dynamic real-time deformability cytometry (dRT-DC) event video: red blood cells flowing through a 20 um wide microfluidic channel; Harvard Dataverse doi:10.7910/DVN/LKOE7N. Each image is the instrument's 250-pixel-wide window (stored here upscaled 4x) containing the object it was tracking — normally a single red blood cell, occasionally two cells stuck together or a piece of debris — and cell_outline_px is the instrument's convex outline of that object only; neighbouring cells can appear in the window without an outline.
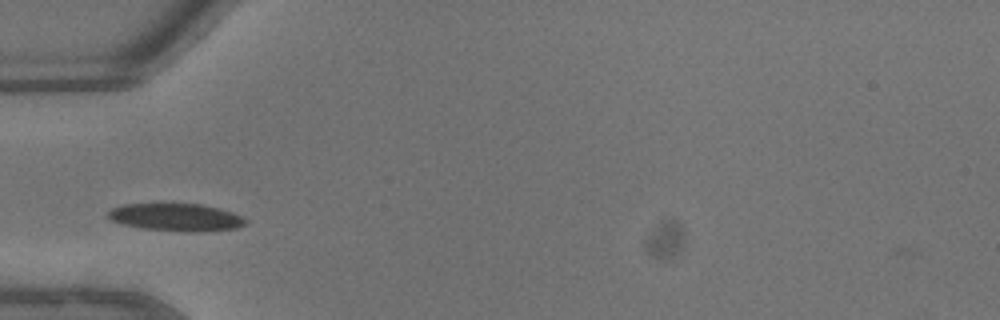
{"species": "common noctule bat (a hibernating species)", "species_latin": "Nyctalus noctula", "temperature_condition": "warm", "stored_images_in_passage": 23, "camera_frame_rate_fps": 3000, "um_per_image_px": 0.085, "animal": {"sex": "male", "body_mass_g": 13.3}, "frame": {"image": 1, "passage_image": 1, "time_ms": 0.0, "image_size_px": [1000, 320], "cell_outline_px": [[248, 224], [236, 228], [204, 232], [184, 232], [140, 228], [108, 220], [108, 212], [112, 208], [124, 204], [200, 204], [220, 208], [244, 216], [248, 220]], "centroid_in_image_um": [15.02, 18.48], "position_along_channel_um": 70.0, "area_um2": 22.43}}
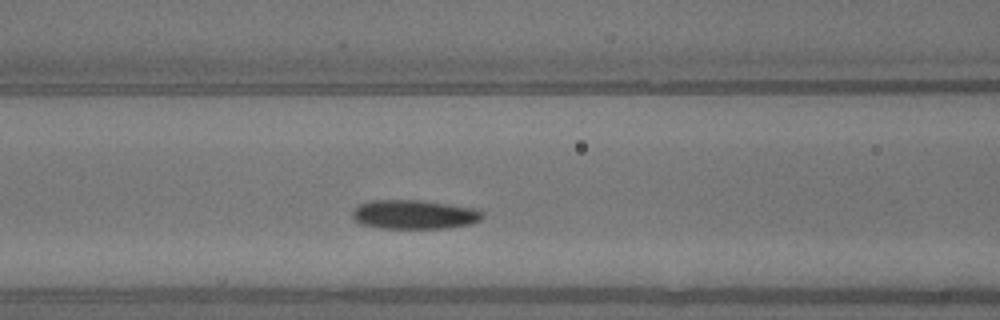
{"frame": {"image": 2, "passage_image": 5, "time_ms": 1.333, "image_size_px": [1000, 320], "cell_outline_px": [[484, 216], [480, 220], [472, 224], [448, 228], [380, 228], [360, 224], [352, 216], [352, 212], [360, 204], [372, 200], [420, 200], [476, 208], [484, 212]], "centroid_in_image_um": [35.25, 18.23], "position_along_channel_um": 131.3, "area_um2": 22.14}}
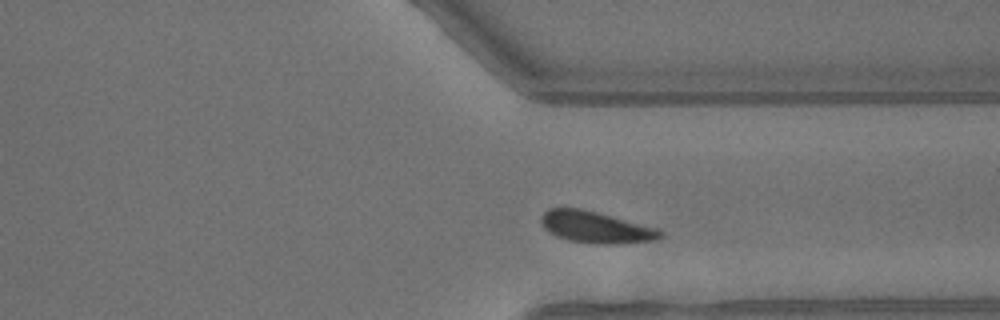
{"frame": {"image": 3, "passage_image": 20, "time_ms": 6.333, "image_size_px": [1000, 320], "cell_outline_px": [[664, 236], [656, 240], [616, 244], [600, 244], [568, 240], [556, 236], [548, 232], [544, 228], [540, 220], [540, 216], [548, 208], [580, 208], [660, 228], [664, 232]], "centroid_in_image_um": [50.67, 19.31], "position_along_channel_um": 360.7, "area_um2": 22.14}, "authors_computed_cell_mechanics": {"area_um2": 22.3686, "velocity_mm_per_s": 4.5945, "shape_relaxation_time_tau1_ms": 5.4456, "shape_relaxation_time_tau2_ms": null, "deformation_change_tau1": 0.1571, "deformation_change_tau2": null}}